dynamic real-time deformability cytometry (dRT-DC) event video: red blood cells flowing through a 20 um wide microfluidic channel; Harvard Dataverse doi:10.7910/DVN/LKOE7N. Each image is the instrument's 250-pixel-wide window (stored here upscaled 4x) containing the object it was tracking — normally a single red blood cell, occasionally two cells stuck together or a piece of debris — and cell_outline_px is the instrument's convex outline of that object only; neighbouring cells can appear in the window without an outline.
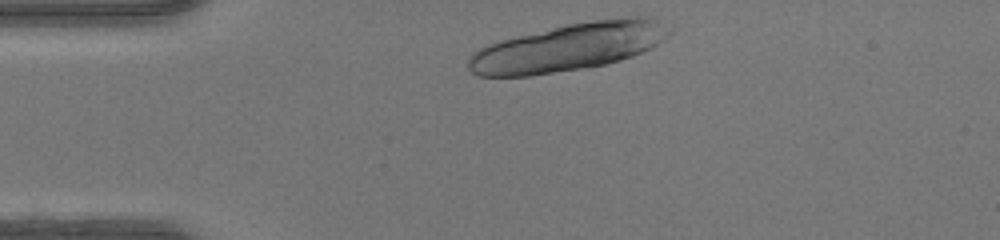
{"species": "human", "species_latin": "Homo sapiens", "temperature_condition": "warm", "stored_images_in_passage": 27, "camera_frame_rate_fps": 3000, "um_per_image_px": 0.085, "donor": {"sex": "female"}, "frame": {"image": 1, "passage_image": 1, "time_ms": 0.0, "image_size_px": [1000, 240], "cell_outline_px": [[672, 32], [664, 40], [652, 48], [632, 56], [620, 60], [588, 68], [528, 76], [476, 76], [468, 68], [468, 60], [472, 52], [488, 44], [500, 40], [568, 24], [592, 20], [628, 16], [656, 16], [672, 28]], "centroid_in_image_um": [48.41, 3.99], "position_along_channel_um": 36.6, "area_um2": 56.36}}